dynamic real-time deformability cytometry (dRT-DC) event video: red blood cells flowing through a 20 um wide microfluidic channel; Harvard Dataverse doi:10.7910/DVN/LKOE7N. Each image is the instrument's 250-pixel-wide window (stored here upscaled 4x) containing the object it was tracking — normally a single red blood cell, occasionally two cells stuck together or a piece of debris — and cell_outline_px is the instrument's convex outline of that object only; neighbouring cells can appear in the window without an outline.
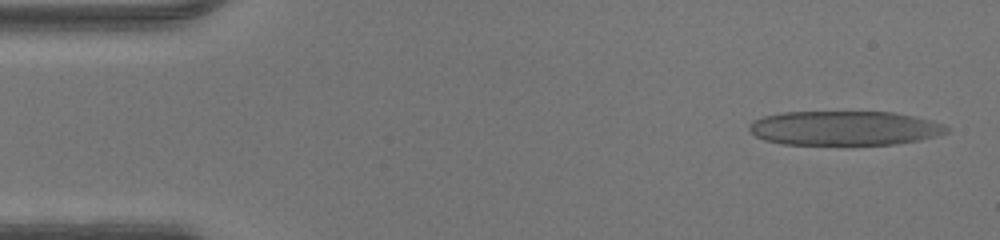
{"species": "human", "species_latin": "Homo sapiens", "temperature_condition": "warm", "stored_images_in_passage": 47, "camera_frame_rate_fps": 3000, "um_per_image_px": 0.085, "donor": {"sex": "male"}, "frame": {"image": 1, "passage_image": 2, "time_ms": 0.333, "image_size_px": [1000, 240], "cell_outline_px": [[948, 132], [936, 136], [920, 140], [896, 144], [784, 144], [764, 140], [756, 136], [748, 128], [752, 120], [764, 116], [784, 112], [892, 112], [932, 120], [944, 124], [948, 128]], "centroid_in_image_um": [71.79, 10.89], "position_along_channel_um": 13.2, "area_um2": 39.42}}
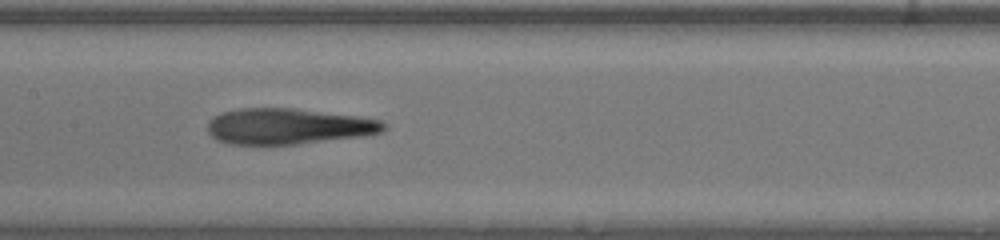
{"frame": {"image": 2, "passage_image": 22, "time_ms": 7.0, "image_size_px": [1000, 240], "cell_outline_px": [[388, 128], [380, 132], [364, 136], [296, 144], [228, 144], [216, 140], [208, 132], [208, 120], [212, 116], [220, 112], [240, 108], [296, 108], [360, 116], [380, 120], [388, 124]], "centroid_in_image_um": [24.5, 10.72], "position_along_channel_um": 182.9, "area_um2": 37.22}}
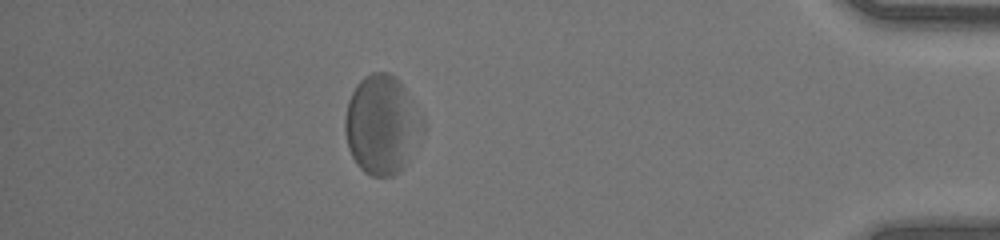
{"frame": {"image": 3, "passage_image": 41, "time_ms": 13.333, "image_size_px": [1000, 240], "cell_outline_px": [[424, 132], [408, 164], [400, 172], [392, 176], [372, 176], [364, 172], [356, 164], [348, 148], [344, 128], [344, 120], [348, 100], [356, 84], [364, 76], [372, 72], [388, 72], [396, 76], [400, 80], [424, 116]], "centroid_in_image_um": [32.5, 10.6], "position_along_channel_um": 402.7, "area_um2": 45.84}}